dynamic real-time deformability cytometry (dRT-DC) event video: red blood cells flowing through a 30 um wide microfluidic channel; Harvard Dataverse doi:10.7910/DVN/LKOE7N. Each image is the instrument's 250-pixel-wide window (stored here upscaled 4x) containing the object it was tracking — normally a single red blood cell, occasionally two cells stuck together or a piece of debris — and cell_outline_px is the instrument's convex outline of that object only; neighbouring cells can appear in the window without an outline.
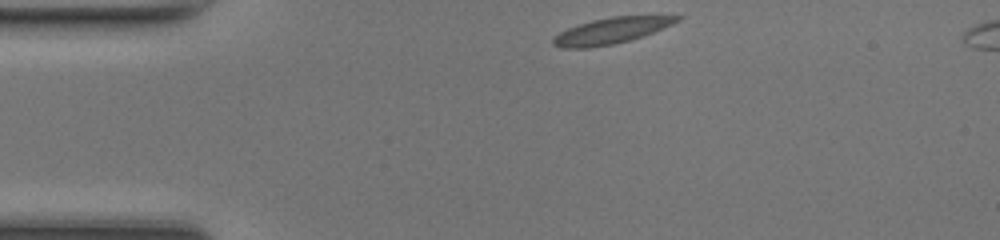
{"species": "common noctule bat (a hibernating species)", "species_latin": "Nyctalus noctula", "temperature_condition": "room temperature", "stored_images_in_passage": 41, "segment_of_instrument_passage": [1, 2], "camera_frame_rate_fps": 3000, "um_per_image_px": 0.085, "animal": {"sex": "female", "body_mass_g": 17.0, "forearm_length_mm": 48.0}, "frame": {"image": 1, "passage_image": 1, "time_ms": 0.0, "image_size_px": [1000, 240], "cell_outline_px": [[684, 16], [680, 20], [672, 24], [652, 32], [628, 40], [612, 44], [588, 48], [560, 48], [552, 44], [552, 40], [560, 32], [568, 28], [592, 20], [612, 16]], "centroid_in_image_um": [51.91, 2.61], "position_along_channel_um": 33.1, "area_um2": 18.38}}
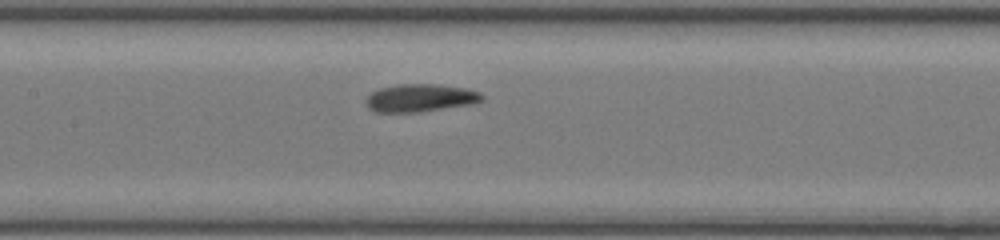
{"frame": {"image": 2, "passage_image": 14, "time_ms": 4.333, "image_size_px": [1000, 240], "cell_outline_px": [[484, 100], [472, 104], [416, 112], [376, 112], [368, 108], [364, 100], [372, 92], [380, 88], [396, 84], [436, 84], [468, 88], [480, 92], [484, 96]], "centroid_in_image_um": [35.73, 8.31], "position_along_channel_um": 171.7, "area_um2": 18.9}}
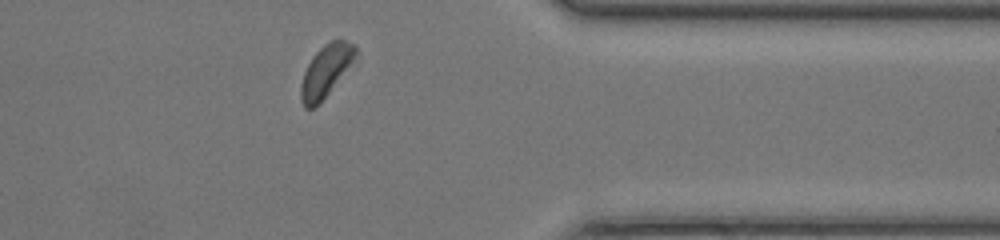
{"frame": {"image": 3, "passage_image": 30, "time_ms": 9.667, "image_size_px": [1000, 240], "cell_outline_px": [[356, 56], [328, 92], [312, 108], [304, 108], [300, 100], [300, 84], [304, 72], [312, 56], [324, 44], [332, 40], [344, 40], [356, 44]], "centroid_in_image_um": [27.65, 5.99], "position_along_channel_um": 383.7, "area_um2": 15.95}}